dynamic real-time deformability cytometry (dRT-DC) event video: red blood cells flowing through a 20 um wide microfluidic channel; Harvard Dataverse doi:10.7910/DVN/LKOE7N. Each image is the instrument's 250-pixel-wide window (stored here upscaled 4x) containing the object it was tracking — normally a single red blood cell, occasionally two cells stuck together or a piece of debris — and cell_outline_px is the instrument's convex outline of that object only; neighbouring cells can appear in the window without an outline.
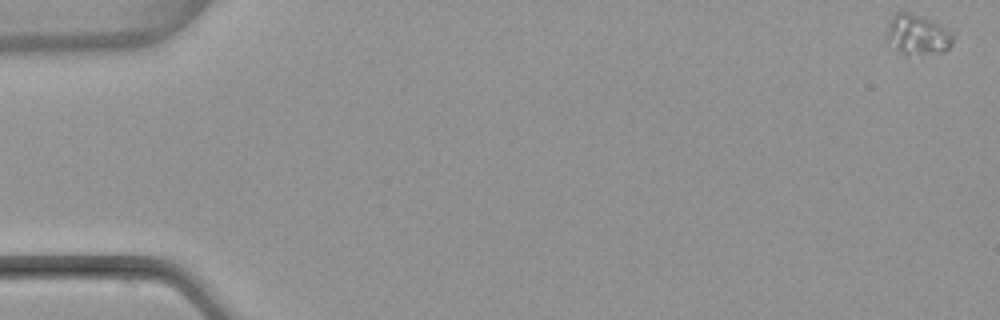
{"species": "common noctule bat (a hibernating species)", "species_latin": "Nyctalus noctula", "temperature_condition": "warm", "stored_images_in_passage": 4, "camera_frame_rate_fps": 3000, "um_per_image_px": 0.085, "animal": {"sex": "female", "body_mass_g": 22.7, "forearm_length_mm": 54.2}, "frame": {"image": 1, "passage_image": 1, "time_ms": 0.0, "image_size_px": [1000, 320], "cell_outline_px": [[956, 36], [952, 44], [944, 52], [908, 56], [904, 56], [884, 40], [884, 36], [888, 20], [896, 12], [908, 12], [920, 16], [940, 24], [956, 32]], "centroid_in_image_um": [77.97, 2.97], "position_along_channel_um": 7.0, "area_um2": 16.42}}